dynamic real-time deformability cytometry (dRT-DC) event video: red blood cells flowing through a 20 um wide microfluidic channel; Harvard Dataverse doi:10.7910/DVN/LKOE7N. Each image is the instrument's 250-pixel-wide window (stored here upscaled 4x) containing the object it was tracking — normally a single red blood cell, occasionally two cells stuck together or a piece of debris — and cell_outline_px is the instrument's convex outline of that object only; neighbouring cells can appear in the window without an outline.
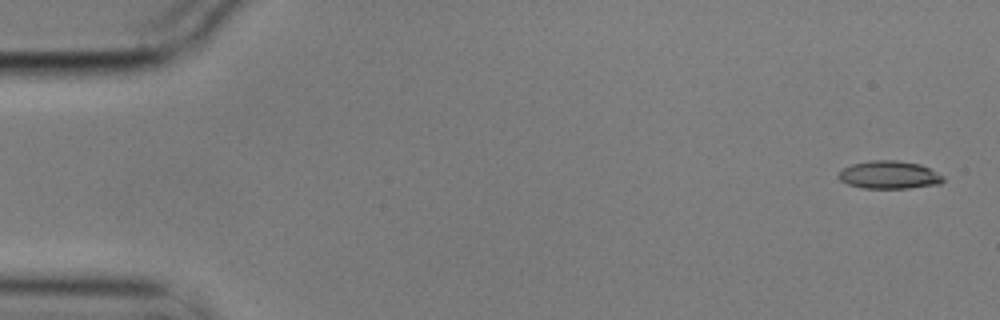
{"species": "common noctule bat (a hibernating species)", "species_latin": "Nyctalus noctula", "temperature_condition": "cold", "stored_images_in_passage": 4, "camera_frame_rate_fps": 3000, "um_per_image_px": 0.085, "animal": {"sex": "male", "body_mass_g": 17.9}, "frame": {"image": 1, "passage_image": 1, "time_ms": 0.0, "image_size_px": [1000, 320], "cell_outline_px": [[944, 180], [940, 184], [908, 188], [860, 188], [848, 184], [840, 180], [836, 176], [844, 168], [852, 164], [868, 160], [896, 160], [920, 164], [944, 176]], "centroid_in_image_um": [75.57, 14.86], "position_along_channel_um": 9.4, "area_um2": 17.05}}